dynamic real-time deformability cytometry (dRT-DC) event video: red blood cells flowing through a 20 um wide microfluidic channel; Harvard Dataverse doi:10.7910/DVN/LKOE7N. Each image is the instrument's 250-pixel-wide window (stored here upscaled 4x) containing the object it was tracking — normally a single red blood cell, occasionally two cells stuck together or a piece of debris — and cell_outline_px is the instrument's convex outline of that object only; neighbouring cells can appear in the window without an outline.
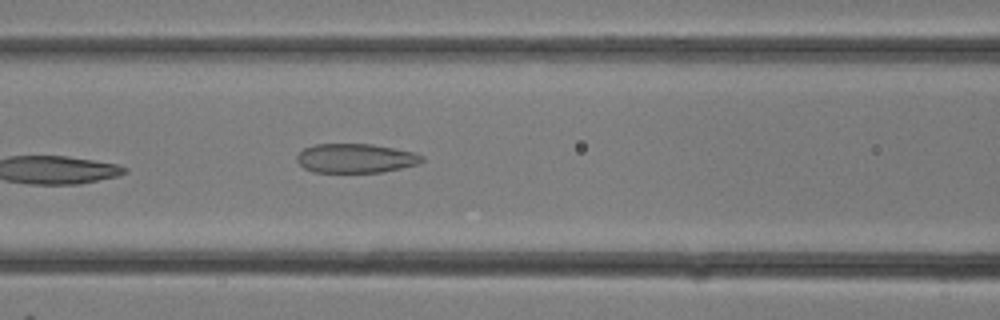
{"species": "common noctule bat (a hibernating species)", "species_latin": "Nyctalus noctula", "temperature_condition": "room temperature", "stored_images_in_passage": 13, "camera_frame_rate_fps": 3000, "um_per_image_px": 0.085, "animal": {"sex": "female"}, "frame": {"image": 1, "passage_image": 13, "time_ms": 4.0, "image_size_px": [1000, 320], "cell_outline_px": [[424, 160], [416, 164], [400, 168], [380, 172], [312, 172], [304, 168], [296, 160], [296, 156], [304, 148], [316, 144], [372, 144], [412, 152], [424, 156]], "centroid_in_image_um": [30.19, 13.45], "position_along_channel_um": 136.4, "area_um2": 21.1}}